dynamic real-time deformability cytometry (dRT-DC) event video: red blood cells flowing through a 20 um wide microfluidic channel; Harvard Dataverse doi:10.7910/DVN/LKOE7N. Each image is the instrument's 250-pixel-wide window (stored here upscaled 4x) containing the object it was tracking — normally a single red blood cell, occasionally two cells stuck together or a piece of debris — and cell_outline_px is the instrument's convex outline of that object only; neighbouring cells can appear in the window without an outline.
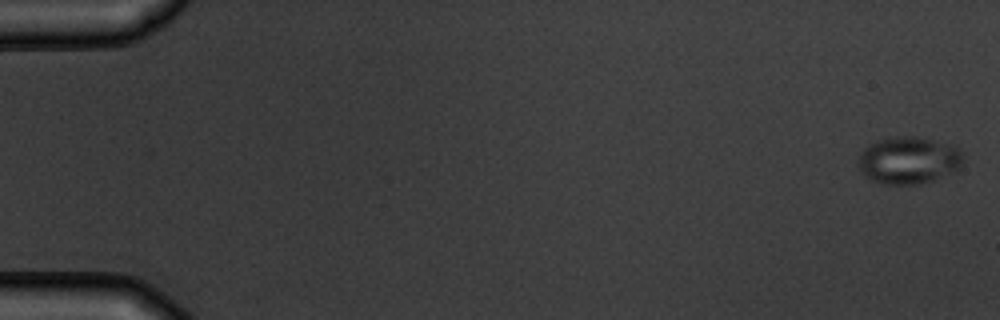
{"species": "common noctule bat (a hibernating species)", "species_latin": "Nyctalus noctula", "temperature_condition": "warm", "stored_images_in_passage": 3, "camera_frame_rate_fps": 3000, "um_per_image_px": 0.085, "animal": {"sex": "male", "body_mass_g": 19.5, "forearm_length_mm": 54.6}, "frame": {"image": 1, "passage_image": 1, "time_ms": 0.0, "image_size_px": [1000, 320], "cell_outline_px": [[964, 156], [960, 168], [936, 180], [920, 184], [884, 184], [868, 180], [860, 172], [856, 164], [856, 160], [860, 152], [864, 148], [888, 136], [916, 136], [956, 144], [964, 152]], "centroid_in_image_um": [77.24, 13.62], "position_along_channel_um": 7.8, "area_um2": 29.82}}